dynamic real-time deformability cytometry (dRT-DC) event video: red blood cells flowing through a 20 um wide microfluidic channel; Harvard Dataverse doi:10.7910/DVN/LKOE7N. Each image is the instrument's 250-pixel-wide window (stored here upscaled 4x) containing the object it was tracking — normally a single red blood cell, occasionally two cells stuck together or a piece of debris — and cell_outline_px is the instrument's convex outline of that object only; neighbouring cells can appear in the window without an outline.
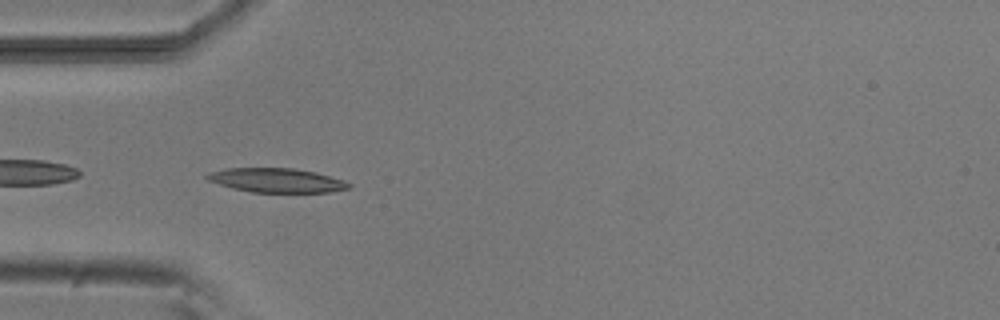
{"species": "common noctule bat (a hibernating species)", "species_latin": "Nyctalus noctula", "temperature_condition": "room temperature", "stored_images_in_passage": 8, "camera_frame_rate_fps": 3000, "um_per_image_px": 0.085, "animal": {"sex": "male", "body_mass_g": 20.5, "forearm_length_mm": 52.5}, "frame": {"image": 1, "passage_image": 3, "time_ms": 3.333, "image_size_px": [1000, 320], "cell_outline_px": [[352, 184], [348, 188], [328, 192], [252, 192], [232, 188], [208, 180], [204, 176], [208, 172], [224, 168], [292, 168], [316, 172], [344, 180]], "centroid_in_image_um": [23.48, 15.32], "position_along_channel_um": 61.5, "area_um2": 19.94}}
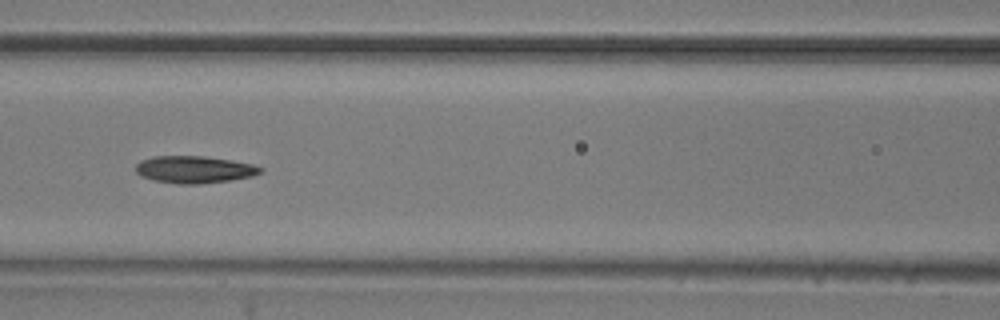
{"frame": {"image": 2, "passage_image": 5, "time_ms": 5.667, "image_size_px": [1000, 320], "cell_outline_px": [[264, 168], [260, 172], [252, 176], [228, 180], [200, 184], [176, 184], [152, 180], [140, 176], [136, 172], [136, 164], [140, 160], [152, 156], [204, 156], [232, 160], [252, 164]], "centroid_in_image_um": [16.47, 14.4], "position_along_channel_um": 150.1, "area_um2": 19.83}}
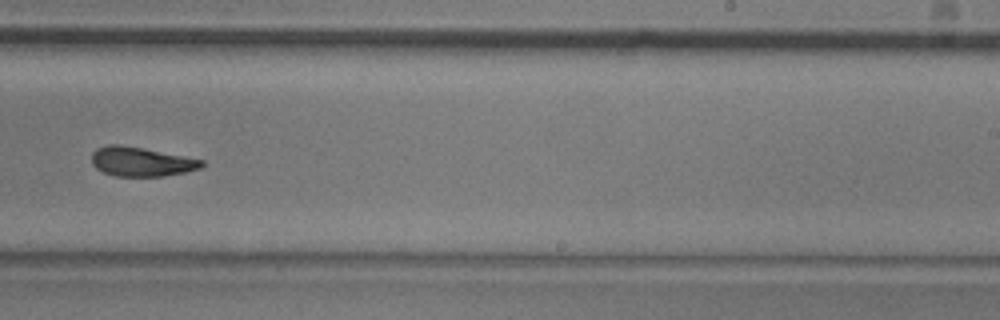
{"frame": {"image": 3, "passage_image": 8, "time_ms": 9.0, "image_size_px": [1000, 320], "cell_outline_px": [[204, 164], [200, 168], [184, 172], [164, 176], [116, 176], [104, 172], [96, 168], [92, 164], [92, 152], [96, 148], [108, 144], [120, 144], [184, 156], [204, 160]], "centroid_in_image_um": [11.98, 13.74], "position_along_channel_um": 277.0, "area_um2": 18.67}}